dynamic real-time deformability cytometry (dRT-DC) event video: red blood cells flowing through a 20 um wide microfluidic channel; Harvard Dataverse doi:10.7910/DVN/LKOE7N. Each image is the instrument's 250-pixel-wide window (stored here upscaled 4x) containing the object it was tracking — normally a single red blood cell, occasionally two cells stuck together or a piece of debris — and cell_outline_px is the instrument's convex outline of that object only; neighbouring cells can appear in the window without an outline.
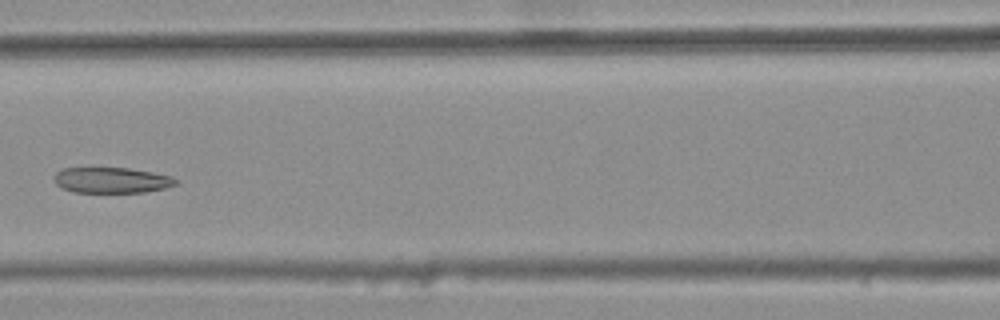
{"species": "common noctule bat (a hibernating species)", "species_latin": "Nyctalus noctula", "temperature_condition": "warm", "stored_images_in_passage": 7, "camera_frame_rate_fps": 3000, "um_per_image_px": 0.085, "animal": {"sex": "female", "body_mass_g": 25.1}, "frame": {"image": 1, "passage_image": 7, "time_ms": 2.0, "image_size_px": [1000, 320], "cell_outline_px": [[180, 180], [176, 184], [164, 188], [144, 192], [72, 192], [60, 188], [52, 180], [56, 172], [64, 168], [128, 168], [152, 172], [172, 176]], "centroid_in_image_um": [9.46, 15.32], "position_along_channel_um": 157.1, "area_um2": 18.32}}